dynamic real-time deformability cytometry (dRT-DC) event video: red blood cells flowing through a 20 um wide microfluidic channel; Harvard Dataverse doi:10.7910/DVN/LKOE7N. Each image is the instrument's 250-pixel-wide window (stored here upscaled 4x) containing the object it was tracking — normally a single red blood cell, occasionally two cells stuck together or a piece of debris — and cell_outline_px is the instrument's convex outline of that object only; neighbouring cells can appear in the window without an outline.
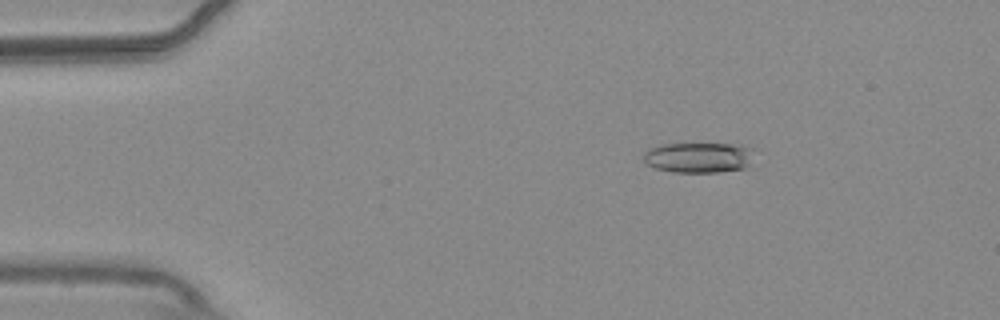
{"species": "common noctule bat (a hibernating species)", "species_latin": "Nyctalus noctula", "temperature_condition": "warm", "stored_images_in_passage": 47, "camera_frame_rate_fps": 3000, "um_per_image_px": 0.085, "animal": {"sex": "male", "body_mass_g": 20.4}, "frame": {"image": 1, "passage_image": 1, "time_ms": 0.0, "image_size_px": [1000, 320], "cell_outline_px": [[756, 148], [748, 164], [744, 168], [720, 172], [672, 172], [656, 168], [644, 164], [644, 152], [648, 148], [660, 144], [732, 144]], "centroid_in_image_um": [59.36, 13.38], "position_along_channel_um": 25.6, "area_um2": 19.77}}
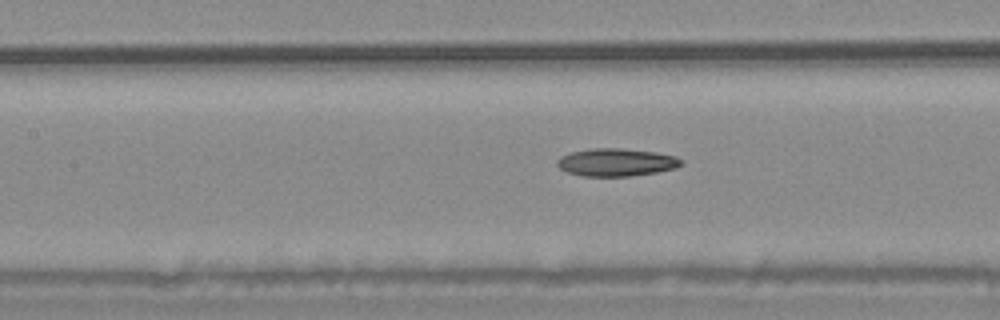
{"frame": {"image": 2, "passage_image": 17, "time_ms": 5.333, "image_size_px": [1000, 320], "cell_outline_px": [[684, 160], [676, 168], [656, 172], [628, 176], [584, 176], [568, 172], [560, 168], [556, 164], [556, 160], [560, 156], [572, 152], [592, 148], [620, 148], [656, 152], [676, 156]], "centroid_in_image_um": [52.38, 13.79], "position_along_channel_um": 155.0, "area_um2": 20.0}}
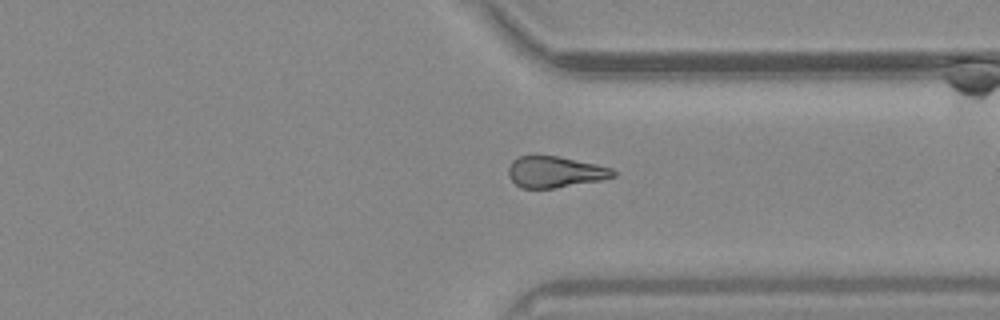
{"frame": {"image": 3, "passage_image": 34, "time_ms": 11.0, "image_size_px": [1000, 320], "cell_outline_px": [[616, 176], [600, 180], [552, 188], [520, 188], [508, 176], [508, 168], [512, 160], [520, 156], [536, 152], [596, 164], [612, 168], [616, 172]], "centroid_in_image_um": [47.12, 14.57], "position_along_channel_um": 364.3, "area_um2": 19.36}, "authors_computed_cell_mechanics": {"area_um2": 19.5942, "velocity_mm_per_s": 3.6904, "shape_relaxation_time_tau1_ms": null, "shape_relaxation_time_tau2_ms": 6.1502, "deformation_change_tau1": null, "deformation_change_tau2": 0.1698}}